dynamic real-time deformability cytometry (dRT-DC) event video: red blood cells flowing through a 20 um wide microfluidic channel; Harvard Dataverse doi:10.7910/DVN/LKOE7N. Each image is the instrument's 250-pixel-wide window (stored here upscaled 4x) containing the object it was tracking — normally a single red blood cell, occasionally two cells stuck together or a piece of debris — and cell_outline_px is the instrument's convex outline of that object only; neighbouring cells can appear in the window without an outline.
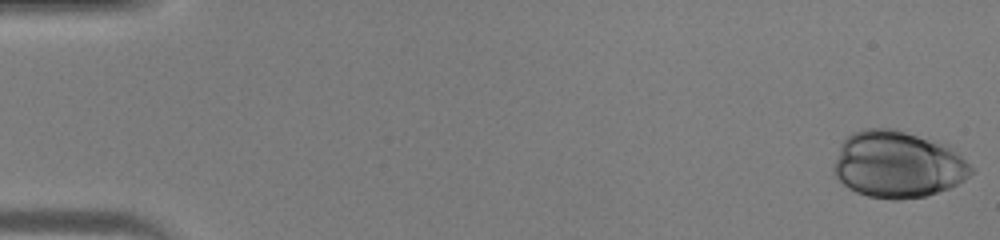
{"species": "human", "species_latin": "Homo sapiens", "temperature_condition": "warm", "stored_images_in_passage": 45, "camera_frame_rate_fps": 3000, "um_per_image_px": 0.085, "donor": {"sex": "male"}, "frame": {"image": 1, "passage_image": 1, "time_ms": 0.0, "image_size_px": [1000, 240], "cell_outline_px": [[972, 172], [964, 180], [948, 188], [924, 196], [900, 200], [892, 200], [868, 196], [856, 192], [848, 188], [832, 172], [832, 168], [840, 144], [852, 132], [864, 128], [896, 128], [948, 144], [972, 168]], "centroid_in_image_um": [76.27, 13.96], "position_along_channel_um": 8.7, "area_um2": 53.58}}
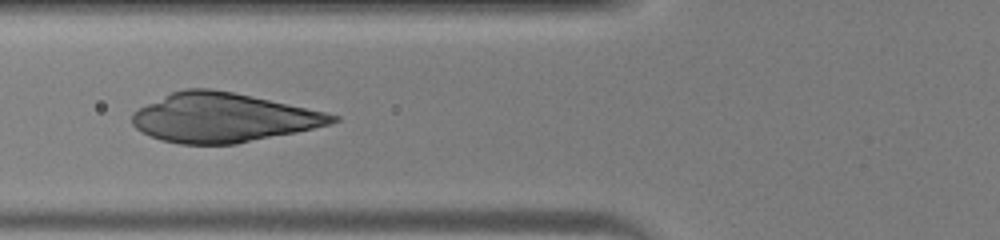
{"frame": {"image": 2, "passage_image": 18, "time_ms": 5.667, "image_size_px": [1000, 240], "cell_outline_px": [[340, 120], [332, 124], [296, 132], [236, 144], [180, 144], [160, 140], [136, 128], [132, 124], [132, 112], [172, 92], [184, 88], [212, 88], [252, 96], [324, 112], [340, 116]], "centroid_in_image_um": [18.96, 10.01], "position_along_channel_um": 106.8, "area_um2": 56.88}}
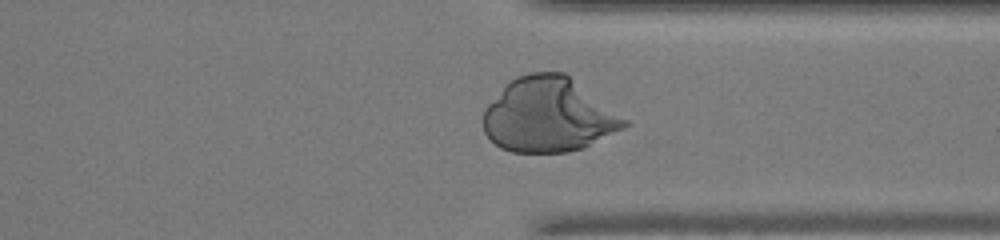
{"frame": {"image": 3, "passage_image": 35, "time_ms": 11.333, "image_size_px": [1000, 240], "cell_outline_px": [[632, 124], [584, 148], [568, 152], [512, 152], [500, 148], [484, 132], [484, 108], [516, 76], [532, 72], [564, 72], [628, 120]], "centroid_in_image_um": [46.65, 9.79], "position_along_channel_um": 364.8, "area_um2": 60.81}}